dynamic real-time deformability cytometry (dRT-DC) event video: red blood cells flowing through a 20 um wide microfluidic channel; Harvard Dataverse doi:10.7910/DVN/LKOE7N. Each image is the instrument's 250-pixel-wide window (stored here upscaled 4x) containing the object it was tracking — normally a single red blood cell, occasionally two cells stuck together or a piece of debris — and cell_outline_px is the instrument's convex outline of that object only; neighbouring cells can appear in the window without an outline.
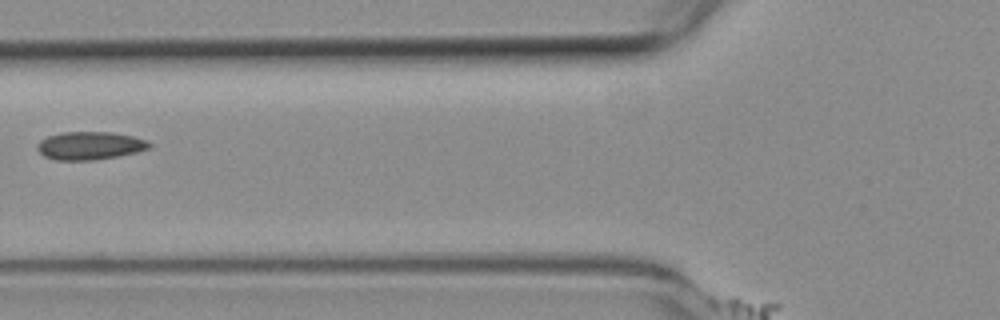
{"species": "common noctule bat (a hibernating species)", "species_latin": "Nyctalus noctula", "temperature_condition": "room temperature", "stored_images_in_passage": 3, "camera_frame_rate_fps": 3000, "um_per_image_px": 0.085, "animal": {"sex": "female", "body_mass_g": 19.3, "forearm_length_mm": 54.1}, "frame": {"image": 1, "passage_image": 2, "time_ms": 0.333, "image_size_px": [1000, 320], "cell_outline_px": [[152, 144], [148, 148], [136, 152], [96, 160], [56, 160], [44, 156], [36, 148], [36, 144], [40, 140], [48, 136], [64, 132], [112, 132], [132, 136], [144, 140]], "centroid_in_image_um": [7.59, 12.38], "position_along_channel_um": 118.2, "area_um2": 18.15}}
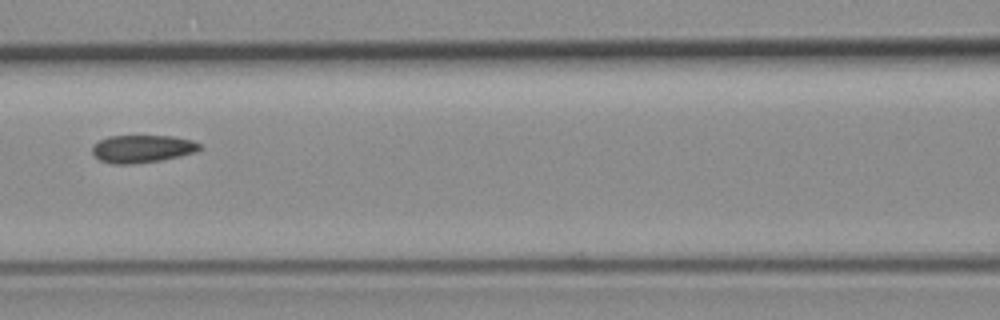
{"frame": {"image": 2, "passage_image": 3, "time_ms": 0.667, "image_size_px": [1000, 320], "cell_outline_px": [[204, 148], [196, 152], [180, 156], [160, 160], [132, 164], [112, 164], [100, 160], [92, 152], [92, 144], [108, 136], [172, 136], [192, 140], [200, 144]], "centroid_in_image_um": [12.1, 12.64], "position_along_channel_um": 154.5, "area_um2": 17.4}}